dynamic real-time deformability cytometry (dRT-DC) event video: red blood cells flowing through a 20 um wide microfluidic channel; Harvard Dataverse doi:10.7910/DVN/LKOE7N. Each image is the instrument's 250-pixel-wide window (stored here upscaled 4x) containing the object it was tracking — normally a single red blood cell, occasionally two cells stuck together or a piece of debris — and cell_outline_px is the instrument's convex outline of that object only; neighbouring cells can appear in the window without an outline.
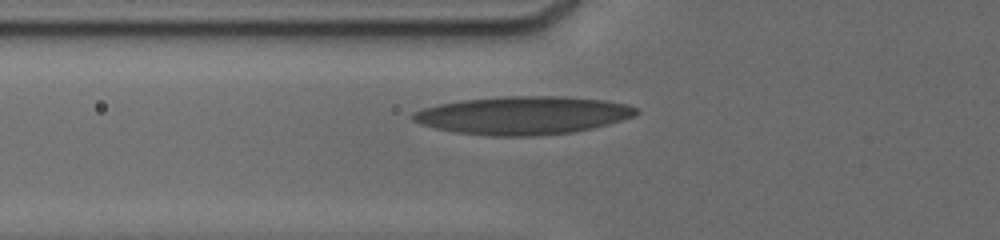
{"species": "human", "species_latin": "Homo sapiens", "temperature_condition": "cold", "stored_images_in_passage": 11, "camera_frame_rate_fps": 3000, "um_per_image_px": 0.085, "donor": {"sex": "male"}, "frame": {"image": 1, "passage_image": 7, "time_ms": 3.667, "image_size_px": [1000, 240], "cell_outline_px": [[640, 112], [632, 116], [608, 124], [592, 128], [572, 132], [536, 136], [488, 136], [456, 132], [436, 128], [420, 124], [412, 120], [412, 112], [424, 108], [440, 104], [460, 100], [496, 96], [560, 96], [604, 100], [624, 104], [636, 108]], "centroid_in_image_um": [44.41, 9.8], "position_along_channel_um": 81.4, "area_um2": 49.48}}
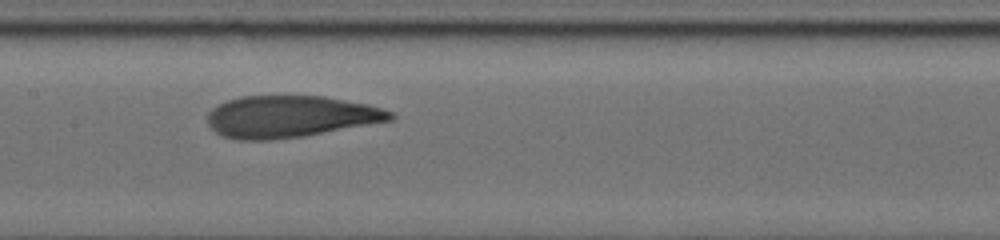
{"frame": {"image": 2, "passage_image": 10, "time_ms": 6.333, "image_size_px": [1000, 240], "cell_outline_px": [[396, 116], [392, 120], [304, 136], [272, 140], [236, 140], [224, 136], [216, 132], [208, 124], [208, 112], [212, 108], [228, 100], [240, 96], [324, 96], [368, 104], [396, 112]], "centroid_in_image_um": [24.69, 9.91], "position_along_channel_um": 182.7, "area_um2": 44.62}}
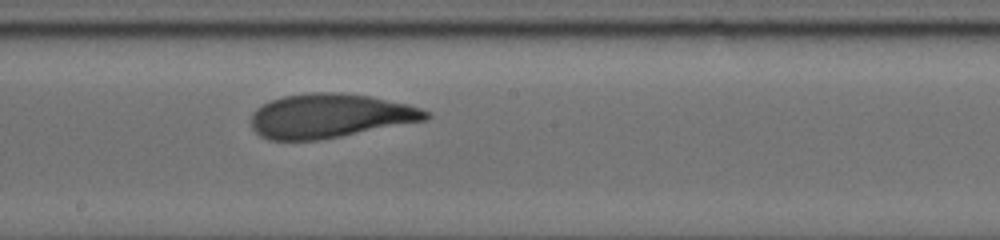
{"frame": {"image": 3, "passage_image": 11, "time_ms": 7.333, "image_size_px": [1000, 240], "cell_outline_px": [[432, 116], [428, 120], [340, 136], [316, 140], [268, 140], [260, 136], [252, 128], [252, 112], [256, 108], [272, 100], [284, 96], [308, 92], [336, 92], [368, 96], [408, 104], [420, 108], [428, 112]], "centroid_in_image_um": [28.04, 9.85], "position_along_channel_um": 220.2, "area_um2": 44.8}}